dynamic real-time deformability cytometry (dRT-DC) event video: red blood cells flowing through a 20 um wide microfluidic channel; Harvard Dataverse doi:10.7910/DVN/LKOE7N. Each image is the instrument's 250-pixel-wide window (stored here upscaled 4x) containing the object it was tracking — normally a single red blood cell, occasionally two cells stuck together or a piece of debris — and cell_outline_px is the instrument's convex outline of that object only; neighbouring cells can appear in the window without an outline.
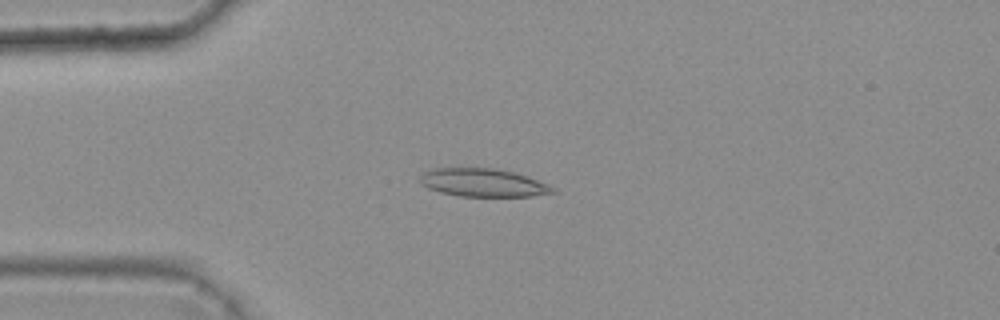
{"species": "common noctule bat (a hibernating species)", "species_latin": "Nyctalus noctula", "temperature_condition": "warm", "stored_images_in_passage": 4, "camera_frame_rate_fps": 3000, "um_per_image_px": 0.085, "animal": {"sex": "female", "body_mass_g": 25.1}, "frame": {"image": 1, "passage_image": 4, "time_ms": 1.0, "image_size_px": [1000, 320], "cell_outline_px": [[556, 192], [532, 196], [460, 196], [440, 192], [428, 188], [420, 180], [420, 176], [424, 172], [436, 168], [496, 168], [512, 172], [548, 184], [556, 188]], "centroid_in_image_um": [41.07, 15.53], "position_along_channel_um": 43.9, "area_um2": 21.44}}